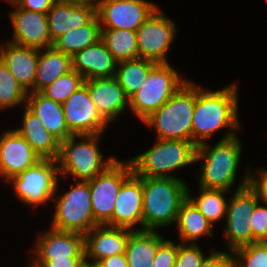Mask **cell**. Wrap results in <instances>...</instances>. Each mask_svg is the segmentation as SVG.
I'll list each match as a JSON object with an SVG mask.
<instances>
[{
  "label": "cell",
  "instance_id": "6da1fadb",
  "mask_svg": "<svg viewBox=\"0 0 267 267\" xmlns=\"http://www.w3.org/2000/svg\"><path fill=\"white\" fill-rule=\"evenodd\" d=\"M236 85L215 92L196 86V103L193 112L192 142L204 143L218 129L229 127V133L222 138L236 136L233 131L239 128ZM231 130V131H230Z\"/></svg>",
  "mask_w": 267,
  "mask_h": 267
},
{
  "label": "cell",
  "instance_id": "7a4b0ae2",
  "mask_svg": "<svg viewBox=\"0 0 267 267\" xmlns=\"http://www.w3.org/2000/svg\"><path fill=\"white\" fill-rule=\"evenodd\" d=\"M143 230H155L176 222L188 186L172 177H142Z\"/></svg>",
  "mask_w": 267,
  "mask_h": 267
},
{
  "label": "cell",
  "instance_id": "3957f363",
  "mask_svg": "<svg viewBox=\"0 0 267 267\" xmlns=\"http://www.w3.org/2000/svg\"><path fill=\"white\" fill-rule=\"evenodd\" d=\"M195 103L196 85L187 81L143 122L154 127L157 139L192 141Z\"/></svg>",
  "mask_w": 267,
  "mask_h": 267
},
{
  "label": "cell",
  "instance_id": "277c9868",
  "mask_svg": "<svg viewBox=\"0 0 267 267\" xmlns=\"http://www.w3.org/2000/svg\"><path fill=\"white\" fill-rule=\"evenodd\" d=\"M204 142L197 145L196 160H204L201 167L200 187L228 191L234 184L241 156V144L237 135L220 140L213 148Z\"/></svg>",
  "mask_w": 267,
  "mask_h": 267
},
{
  "label": "cell",
  "instance_id": "5b68a950",
  "mask_svg": "<svg viewBox=\"0 0 267 267\" xmlns=\"http://www.w3.org/2000/svg\"><path fill=\"white\" fill-rule=\"evenodd\" d=\"M196 151L192 141L157 139L154 146L129 162L135 176L172 177L169 172L195 163Z\"/></svg>",
  "mask_w": 267,
  "mask_h": 267
},
{
  "label": "cell",
  "instance_id": "8992f818",
  "mask_svg": "<svg viewBox=\"0 0 267 267\" xmlns=\"http://www.w3.org/2000/svg\"><path fill=\"white\" fill-rule=\"evenodd\" d=\"M99 135H72L60 142L57 158L59 174H72L75 180L88 181L105 171L116 158L110 157L104 162L98 149ZM83 138L79 143L76 138Z\"/></svg>",
  "mask_w": 267,
  "mask_h": 267
},
{
  "label": "cell",
  "instance_id": "52a82bcc",
  "mask_svg": "<svg viewBox=\"0 0 267 267\" xmlns=\"http://www.w3.org/2000/svg\"><path fill=\"white\" fill-rule=\"evenodd\" d=\"M186 82L169 63H158L149 72L140 89L129 99L128 107L144 121Z\"/></svg>",
  "mask_w": 267,
  "mask_h": 267
},
{
  "label": "cell",
  "instance_id": "ba28073f",
  "mask_svg": "<svg viewBox=\"0 0 267 267\" xmlns=\"http://www.w3.org/2000/svg\"><path fill=\"white\" fill-rule=\"evenodd\" d=\"M58 198L52 227L59 231L77 232L85 235L99 225L93 215L88 181H79Z\"/></svg>",
  "mask_w": 267,
  "mask_h": 267
},
{
  "label": "cell",
  "instance_id": "9c48e42d",
  "mask_svg": "<svg viewBox=\"0 0 267 267\" xmlns=\"http://www.w3.org/2000/svg\"><path fill=\"white\" fill-rule=\"evenodd\" d=\"M133 174L129 161L117 159L105 171L88 180L92 210L99 225L112 226V215L122 184Z\"/></svg>",
  "mask_w": 267,
  "mask_h": 267
},
{
  "label": "cell",
  "instance_id": "30bf717a",
  "mask_svg": "<svg viewBox=\"0 0 267 267\" xmlns=\"http://www.w3.org/2000/svg\"><path fill=\"white\" fill-rule=\"evenodd\" d=\"M55 159H40L36 164L12 177L14 191L19 199L38 206L53 199L58 187L59 168Z\"/></svg>",
  "mask_w": 267,
  "mask_h": 267
},
{
  "label": "cell",
  "instance_id": "8fae6325",
  "mask_svg": "<svg viewBox=\"0 0 267 267\" xmlns=\"http://www.w3.org/2000/svg\"><path fill=\"white\" fill-rule=\"evenodd\" d=\"M248 175L249 172L245 174L243 181H241V184H239V187L232 196L233 198L227 205L225 236L231 252L253 243L250 217L259 200L255 193L247 186Z\"/></svg>",
  "mask_w": 267,
  "mask_h": 267
},
{
  "label": "cell",
  "instance_id": "7c38bea8",
  "mask_svg": "<svg viewBox=\"0 0 267 267\" xmlns=\"http://www.w3.org/2000/svg\"><path fill=\"white\" fill-rule=\"evenodd\" d=\"M176 24L158 8L136 30L139 57L168 63L166 53L175 39Z\"/></svg>",
  "mask_w": 267,
  "mask_h": 267
},
{
  "label": "cell",
  "instance_id": "4fadbf2b",
  "mask_svg": "<svg viewBox=\"0 0 267 267\" xmlns=\"http://www.w3.org/2000/svg\"><path fill=\"white\" fill-rule=\"evenodd\" d=\"M157 8L145 0H101L96 15L101 29L136 31Z\"/></svg>",
  "mask_w": 267,
  "mask_h": 267
},
{
  "label": "cell",
  "instance_id": "5bb4252c",
  "mask_svg": "<svg viewBox=\"0 0 267 267\" xmlns=\"http://www.w3.org/2000/svg\"><path fill=\"white\" fill-rule=\"evenodd\" d=\"M62 106L66 124L73 135H99L108 125L98 113L85 83Z\"/></svg>",
  "mask_w": 267,
  "mask_h": 267
},
{
  "label": "cell",
  "instance_id": "9a60e30c",
  "mask_svg": "<svg viewBox=\"0 0 267 267\" xmlns=\"http://www.w3.org/2000/svg\"><path fill=\"white\" fill-rule=\"evenodd\" d=\"M10 4L16 9L10 12L14 37L9 42L41 50L52 47L47 14L19 8L14 2Z\"/></svg>",
  "mask_w": 267,
  "mask_h": 267
},
{
  "label": "cell",
  "instance_id": "2e32d148",
  "mask_svg": "<svg viewBox=\"0 0 267 267\" xmlns=\"http://www.w3.org/2000/svg\"><path fill=\"white\" fill-rule=\"evenodd\" d=\"M40 159L16 130L5 131L0 136V176L7 181L36 164Z\"/></svg>",
  "mask_w": 267,
  "mask_h": 267
},
{
  "label": "cell",
  "instance_id": "e0dca14e",
  "mask_svg": "<svg viewBox=\"0 0 267 267\" xmlns=\"http://www.w3.org/2000/svg\"><path fill=\"white\" fill-rule=\"evenodd\" d=\"M135 228L97 225L84 235L85 258L99 263L109 256L123 254L129 235Z\"/></svg>",
  "mask_w": 267,
  "mask_h": 267
},
{
  "label": "cell",
  "instance_id": "ac0fdd59",
  "mask_svg": "<svg viewBox=\"0 0 267 267\" xmlns=\"http://www.w3.org/2000/svg\"><path fill=\"white\" fill-rule=\"evenodd\" d=\"M140 223L143 230L142 176L132 174L121 186L116 197L112 226L130 229Z\"/></svg>",
  "mask_w": 267,
  "mask_h": 267
},
{
  "label": "cell",
  "instance_id": "d6986e66",
  "mask_svg": "<svg viewBox=\"0 0 267 267\" xmlns=\"http://www.w3.org/2000/svg\"><path fill=\"white\" fill-rule=\"evenodd\" d=\"M84 83L98 113L108 124L129 105V99L115 76L84 80Z\"/></svg>",
  "mask_w": 267,
  "mask_h": 267
},
{
  "label": "cell",
  "instance_id": "ffe728a7",
  "mask_svg": "<svg viewBox=\"0 0 267 267\" xmlns=\"http://www.w3.org/2000/svg\"><path fill=\"white\" fill-rule=\"evenodd\" d=\"M33 260H53L66 257H85L84 235L51 228L39 236Z\"/></svg>",
  "mask_w": 267,
  "mask_h": 267
},
{
  "label": "cell",
  "instance_id": "44dd1931",
  "mask_svg": "<svg viewBox=\"0 0 267 267\" xmlns=\"http://www.w3.org/2000/svg\"><path fill=\"white\" fill-rule=\"evenodd\" d=\"M117 63L102 39L72 56V69L84 80L114 77Z\"/></svg>",
  "mask_w": 267,
  "mask_h": 267
},
{
  "label": "cell",
  "instance_id": "7402d4cb",
  "mask_svg": "<svg viewBox=\"0 0 267 267\" xmlns=\"http://www.w3.org/2000/svg\"><path fill=\"white\" fill-rule=\"evenodd\" d=\"M96 16V8L56 0L47 12L49 35L52 41L71 29L88 24Z\"/></svg>",
  "mask_w": 267,
  "mask_h": 267
},
{
  "label": "cell",
  "instance_id": "603a6c76",
  "mask_svg": "<svg viewBox=\"0 0 267 267\" xmlns=\"http://www.w3.org/2000/svg\"><path fill=\"white\" fill-rule=\"evenodd\" d=\"M5 45L0 47L2 62L27 92L30 90L34 92L39 49L17 45L9 41Z\"/></svg>",
  "mask_w": 267,
  "mask_h": 267
},
{
  "label": "cell",
  "instance_id": "cb8c5ba5",
  "mask_svg": "<svg viewBox=\"0 0 267 267\" xmlns=\"http://www.w3.org/2000/svg\"><path fill=\"white\" fill-rule=\"evenodd\" d=\"M25 107L43 123L44 128L60 142L73 134L66 124L63 106L40 92H28Z\"/></svg>",
  "mask_w": 267,
  "mask_h": 267
},
{
  "label": "cell",
  "instance_id": "d4e9b609",
  "mask_svg": "<svg viewBox=\"0 0 267 267\" xmlns=\"http://www.w3.org/2000/svg\"><path fill=\"white\" fill-rule=\"evenodd\" d=\"M22 127L15 129L38 154L41 159L57 160L60 152V141L50 134L43 123L26 107Z\"/></svg>",
  "mask_w": 267,
  "mask_h": 267
},
{
  "label": "cell",
  "instance_id": "484cf974",
  "mask_svg": "<svg viewBox=\"0 0 267 267\" xmlns=\"http://www.w3.org/2000/svg\"><path fill=\"white\" fill-rule=\"evenodd\" d=\"M163 240L156 230H133L125 250L128 266L152 267L157 247Z\"/></svg>",
  "mask_w": 267,
  "mask_h": 267
},
{
  "label": "cell",
  "instance_id": "4316f807",
  "mask_svg": "<svg viewBox=\"0 0 267 267\" xmlns=\"http://www.w3.org/2000/svg\"><path fill=\"white\" fill-rule=\"evenodd\" d=\"M71 70L72 57L70 55L57 51L53 47L45 48L43 53H41V49H39L34 92H40L58 77Z\"/></svg>",
  "mask_w": 267,
  "mask_h": 267
},
{
  "label": "cell",
  "instance_id": "83f0119b",
  "mask_svg": "<svg viewBox=\"0 0 267 267\" xmlns=\"http://www.w3.org/2000/svg\"><path fill=\"white\" fill-rule=\"evenodd\" d=\"M97 15L86 25L71 29L53 41L52 47L71 57L101 40L102 29Z\"/></svg>",
  "mask_w": 267,
  "mask_h": 267
},
{
  "label": "cell",
  "instance_id": "f1b7e54d",
  "mask_svg": "<svg viewBox=\"0 0 267 267\" xmlns=\"http://www.w3.org/2000/svg\"><path fill=\"white\" fill-rule=\"evenodd\" d=\"M177 228L183 243L194 244L203 235L212 236V224L204 217L196 205L187 197L177 215Z\"/></svg>",
  "mask_w": 267,
  "mask_h": 267
},
{
  "label": "cell",
  "instance_id": "f546056e",
  "mask_svg": "<svg viewBox=\"0 0 267 267\" xmlns=\"http://www.w3.org/2000/svg\"><path fill=\"white\" fill-rule=\"evenodd\" d=\"M115 77L123 88L125 95L130 99L147 79L149 72L158 64L153 60L135 58L118 62Z\"/></svg>",
  "mask_w": 267,
  "mask_h": 267
},
{
  "label": "cell",
  "instance_id": "4dcf8cb0",
  "mask_svg": "<svg viewBox=\"0 0 267 267\" xmlns=\"http://www.w3.org/2000/svg\"><path fill=\"white\" fill-rule=\"evenodd\" d=\"M101 39L117 62L139 57L136 31L127 29H102Z\"/></svg>",
  "mask_w": 267,
  "mask_h": 267
},
{
  "label": "cell",
  "instance_id": "1f68e13d",
  "mask_svg": "<svg viewBox=\"0 0 267 267\" xmlns=\"http://www.w3.org/2000/svg\"><path fill=\"white\" fill-rule=\"evenodd\" d=\"M200 189L201 193L197 198H192L189 190H187V197L213 225V222L226 216L228 203L224 199V194L228 191L202 187Z\"/></svg>",
  "mask_w": 267,
  "mask_h": 267
},
{
  "label": "cell",
  "instance_id": "d6a6232c",
  "mask_svg": "<svg viewBox=\"0 0 267 267\" xmlns=\"http://www.w3.org/2000/svg\"><path fill=\"white\" fill-rule=\"evenodd\" d=\"M28 92L7 66L0 63V109L26 103Z\"/></svg>",
  "mask_w": 267,
  "mask_h": 267
},
{
  "label": "cell",
  "instance_id": "836d02e7",
  "mask_svg": "<svg viewBox=\"0 0 267 267\" xmlns=\"http://www.w3.org/2000/svg\"><path fill=\"white\" fill-rule=\"evenodd\" d=\"M84 84V78L75 70L58 77L40 91L41 94L55 102L63 104L68 97Z\"/></svg>",
  "mask_w": 267,
  "mask_h": 267
},
{
  "label": "cell",
  "instance_id": "e575fe53",
  "mask_svg": "<svg viewBox=\"0 0 267 267\" xmlns=\"http://www.w3.org/2000/svg\"><path fill=\"white\" fill-rule=\"evenodd\" d=\"M232 254L234 267H267V242L251 243L233 250Z\"/></svg>",
  "mask_w": 267,
  "mask_h": 267
},
{
  "label": "cell",
  "instance_id": "d590c367",
  "mask_svg": "<svg viewBox=\"0 0 267 267\" xmlns=\"http://www.w3.org/2000/svg\"><path fill=\"white\" fill-rule=\"evenodd\" d=\"M205 258L197 244H178V254L174 267H200Z\"/></svg>",
  "mask_w": 267,
  "mask_h": 267
},
{
  "label": "cell",
  "instance_id": "8d00e7d4",
  "mask_svg": "<svg viewBox=\"0 0 267 267\" xmlns=\"http://www.w3.org/2000/svg\"><path fill=\"white\" fill-rule=\"evenodd\" d=\"M178 254V244L163 240L157 247L152 267H174Z\"/></svg>",
  "mask_w": 267,
  "mask_h": 267
},
{
  "label": "cell",
  "instance_id": "74e56055",
  "mask_svg": "<svg viewBox=\"0 0 267 267\" xmlns=\"http://www.w3.org/2000/svg\"><path fill=\"white\" fill-rule=\"evenodd\" d=\"M250 219L253 243L267 242V207L259 206L258 203Z\"/></svg>",
  "mask_w": 267,
  "mask_h": 267
},
{
  "label": "cell",
  "instance_id": "f35d334b",
  "mask_svg": "<svg viewBox=\"0 0 267 267\" xmlns=\"http://www.w3.org/2000/svg\"><path fill=\"white\" fill-rule=\"evenodd\" d=\"M253 176L249 173L247 186L255 193L257 199L262 200L267 206V169L259 170L258 176Z\"/></svg>",
  "mask_w": 267,
  "mask_h": 267
},
{
  "label": "cell",
  "instance_id": "ab89813d",
  "mask_svg": "<svg viewBox=\"0 0 267 267\" xmlns=\"http://www.w3.org/2000/svg\"><path fill=\"white\" fill-rule=\"evenodd\" d=\"M200 267H234V259L228 253L213 251L206 256Z\"/></svg>",
  "mask_w": 267,
  "mask_h": 267
},
{
  "label": "cell",
  "instance_id": "60d3db41",
  "mask_svg": "<svg viewBox=\"0 0 267 267\" xmlns=\"http://www.w3.org/2000/svg\"><path fill=\"white\" fill-rule=\"evenodd\" d=\"M84 257H66L53 260H33L30 267H76Z\"/></svg>",
  "mask_w": 267,
  "mask_h": 267
},
{
  "label": "cell",
  "instance_id": "b9f144b4",
  "mask_svg": "<svg viewBox=\"0 0 267 267\" xmlns=\"http://www.w3.org/2000/svg\"><path fill=\"white\" fill-rule=\"evenodd\" d=\"M56 0H15V4L22 9L46 13L51 9Z\"/></svg>",
  "mask_w": 267,
  "mask_h": 267
},
{
  "label": "cell",
  "instance_id": "7bdbcfd3",
  "mask_svg": "<svg viewBox=\"0 0 267 267\" xmlns=\"http://www.w3.org/2000/svg\"><path fill=\"white\" fill-rule=\"evenodd\" d=\"M98 264L102 267H129L125 253L109 256L102 259Z\"/></svg>",
  "mask_w": 267,
  "mask_h": 267
},
{
  "label": "cell",
  "instance_id": "ee69618b",
  "mask_svg": "<svg viewBox=\"0 0 267 267\" xmlns=\"http://www.w3.org/2000/svg\"><path fill=\"white\" fill-rule=\"evenodd\" d=\"M64 1L70 2L72 4H78V5H89L97 9L99 2L101 0H64Z\"/></svg>",
  "mask_w": 267,
  "mask_h": 267
},
{
  "label": "cell",
  "instance_id": "f6af8a7d",
  "mask_svg": "<svg viewBox=\"0 0 267 267\" xmlns=\"http://www.w3.org/2000/svg\"><path fill=\"white\" fill-rule=\"evenodd\" d=\"M76 267H93V262H89L85 257L78 263Z\"/></svg>",
  "mask_w": 267,
  "mask_h": 267
},
{
  "label": "cell",
  "instance_id": "bcb514c9",
  "mask_svg": "<svg viewBox=\"0 0 267 267\" xmlns=\"http://www.w3.org/2000/svg\"><path fill=\"white\" fill-rule=\"evenodd\" d=\"M93 267H102V266H100L98 263L93 262Z\"/></svg>",
  "mask_w": 267,
  "mask_h": 267
}]
</instances>
